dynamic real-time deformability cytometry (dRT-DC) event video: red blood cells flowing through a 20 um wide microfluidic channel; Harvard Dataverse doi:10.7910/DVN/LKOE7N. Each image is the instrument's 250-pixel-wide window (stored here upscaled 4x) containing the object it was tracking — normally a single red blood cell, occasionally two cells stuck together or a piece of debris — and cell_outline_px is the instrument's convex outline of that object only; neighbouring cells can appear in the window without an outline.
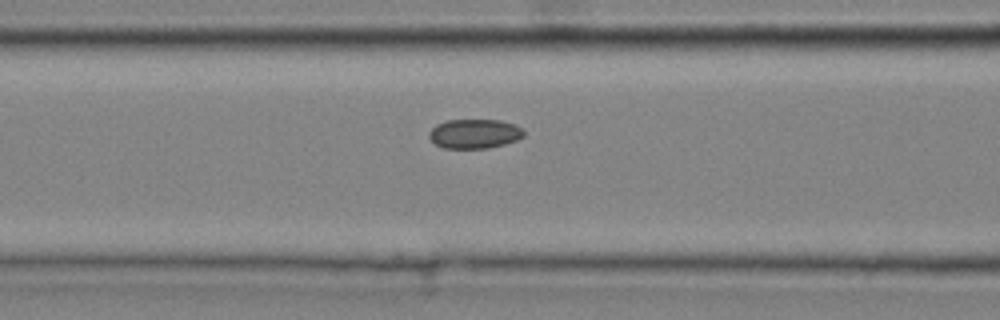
{"species": "common noctule bat (a hibernating species)", "species_latin": "Nyctalus noctula", "temperature_condition": "cold", "stored_images_in_passage": 17, "camera_frame_rate_fps": 3000, "um_per_image_px": 0.085, "animal": {"sex": "male", "body_mass_g": 20.4}, "frame": {"image": 1, "passage_image": 15, "time_ms": 4.667, "image_size_px": [1000, 320], "cell_outline_px": [[524, 136], [516, 140], [504, 144], [488, 148], [444, 148], [436, 144], [428, 136], [428, 132], [436, 124], [448, 120], [500, 120], [524, 128]], "centroid_in_image_um": [40.33, 11.36], "position_along_channel_um": 126.3, "area_um2": 16.18}}